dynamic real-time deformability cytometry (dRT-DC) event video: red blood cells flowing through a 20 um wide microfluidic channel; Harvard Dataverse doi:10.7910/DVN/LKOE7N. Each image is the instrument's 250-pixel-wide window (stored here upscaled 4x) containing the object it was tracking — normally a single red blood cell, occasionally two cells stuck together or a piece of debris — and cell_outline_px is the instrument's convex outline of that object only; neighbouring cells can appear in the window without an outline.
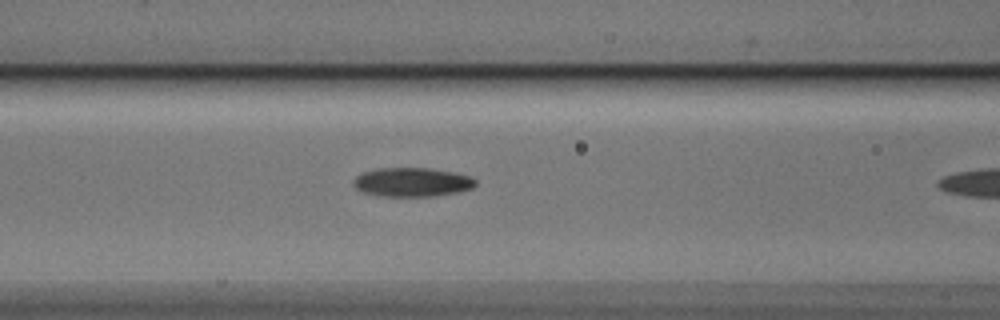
{"species": "Egyptian fruit bat (a non-hibernating species)", "species_latin": "Rousettus aegyptiacus", "temperature_condition": "cold", "stored_images_in_passage": 11, "camera_frame_rate_fps": 3000, "um_per_image_px": 0.085, "animal": {"sex": "male"}, "frame": {"image": 1, "passage_image": 10, "time_ms": 3.0, "image_size_px": [1000, 320], "cell_outline_px": [[476, 184], [472, 188], [460, 192], [436, 196], [380, 196], [364, 192], [356, 188], [352, 184], [352, 180], [356, 176], [364, 172], [376, 168], [428, 168], [456, 172], [472, 176], [476, 180]], "centroid_in_image_um": [35.06, 15.48], "position_along_channel_um": 131.5, "area_um2": 20.87}}